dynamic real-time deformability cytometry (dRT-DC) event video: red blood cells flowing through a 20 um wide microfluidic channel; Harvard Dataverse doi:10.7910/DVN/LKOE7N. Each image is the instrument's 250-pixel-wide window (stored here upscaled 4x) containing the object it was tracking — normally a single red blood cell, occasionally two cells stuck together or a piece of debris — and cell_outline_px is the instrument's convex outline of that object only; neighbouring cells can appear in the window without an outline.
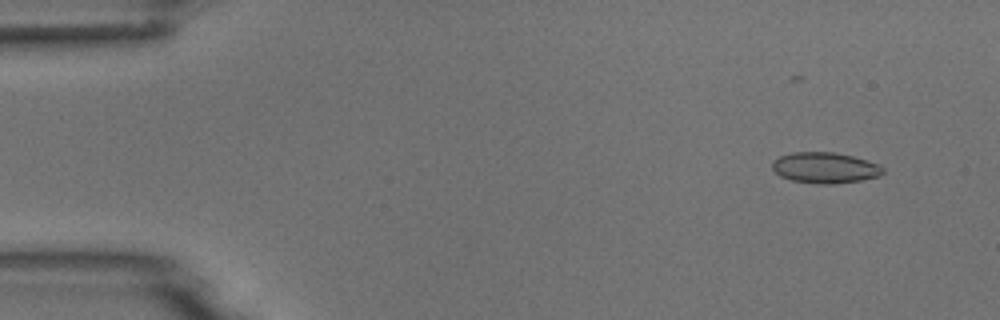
{"species": "common noctule bat (a hibernating species)", "species_latin": "Nyctalus noctula", "temperature_condition": "room temperature", "stored_images_in_passage": 5, "camera_frame_rate_fps": 3000, "um_per_image_px": 0.085, "animal": {"sex": "male", "body_mass_g": 18.8}, "frame": {"image": 1, "passage_image": 2, "time_ms": 1.0, "image_size_px": [1000, 320], "cell_outline_px": [[884, 172], [880, 176], [860, 180], [832, 184], [816, 184], [792, 180], [780, 176], [772, 168], [772, 160], [780, 156], [792, 152], [832, 152], [852, 156], [876, 164], [884, 168]], "centroid_in_image_um": [70.09, 14.26], "position_along_channel_um": 14.9, "area_um2": 19.77}}
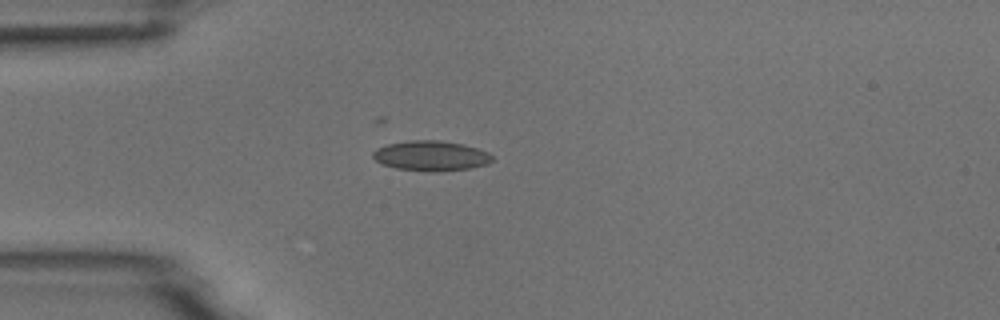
{"frame": {"image": 2, "passage_image": 4, "time_ms": 4.333, "image_size_px": [1000, 320], "cell_outline_px": [[492, 160], [488, 164], [468, 168], [432, 172], [424, 172], [396, 168], [384, 164], [376, 160], [372, 156], [372, 152], [376, 148], [388, 144], [412, 140], [440, 140], [464, 144], [488, 152], [492, 156]], "centroid_in_image_um": [36.62, 13.24], "position_along_channel_um": 48.4, "area_um2": 20.87}}